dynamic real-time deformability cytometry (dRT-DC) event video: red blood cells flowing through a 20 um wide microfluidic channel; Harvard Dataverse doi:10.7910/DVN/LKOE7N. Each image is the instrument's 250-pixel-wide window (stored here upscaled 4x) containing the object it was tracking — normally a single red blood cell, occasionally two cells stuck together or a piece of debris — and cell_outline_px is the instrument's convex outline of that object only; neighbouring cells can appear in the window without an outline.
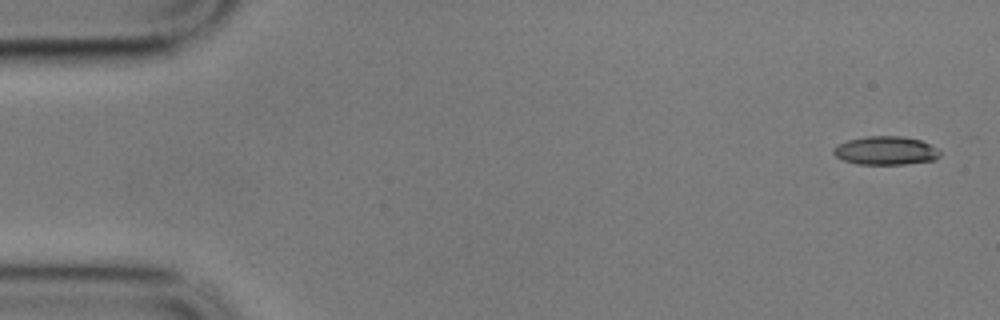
{"species": "common noctule bat (a hibernating species)", "species_latin": "Nyctalus noctula", "temperature_condition": "cold", "stored_images_in_passage": 5, "camera_frame_rate_fps": 3000, "um_per_image_px": 0.085, "animal": {"sex": "male", "body_mass_g": 17.9}, "frame": {"image": 1, "passage_image": 1, "time_ms": 0.0, "image_size_px": [1000, 320], "cell_outline_px": [[940, 156], [936, 160], [904, 164], [856, 164], [844, 160], [836, 156], [832, 152], [832, 148], [848, 140], [864, 136], [904, 136], [920, 140], [936, 148], [940, 152]], "centroid_in_image_um": [75.28, 12.8], "position_along_channel_um": 9.7, "area_um2": 17.69}}
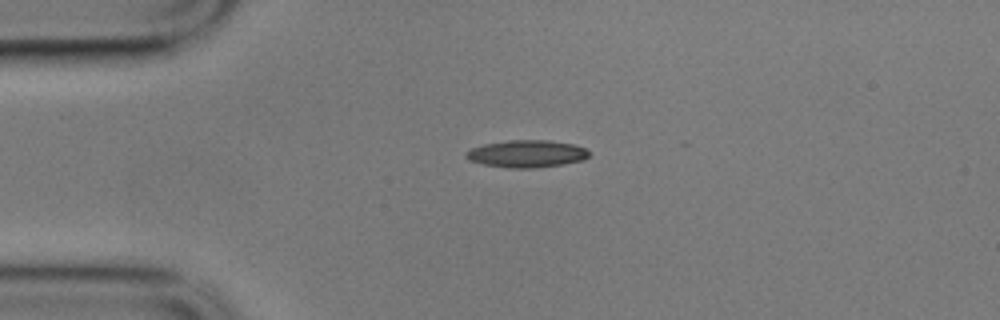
{"frame": {"image": 2, "passage_image": 4, "time_ms": 1.0, "image_size_px": [1000, 320], "cell_outline_px": [[592, 152], [584, 160], [560, 164], [532, 168], [508, 168], [484, 164], [468, 160], [464, 156], [472, 148], [484, 144], [508, 140], [548, 140], [572, 144], [584, 148]], "centroid_in_image_um": [44.77, 13.07], "position_along_channel_um": 40.2, "area_um2": 19.42}}